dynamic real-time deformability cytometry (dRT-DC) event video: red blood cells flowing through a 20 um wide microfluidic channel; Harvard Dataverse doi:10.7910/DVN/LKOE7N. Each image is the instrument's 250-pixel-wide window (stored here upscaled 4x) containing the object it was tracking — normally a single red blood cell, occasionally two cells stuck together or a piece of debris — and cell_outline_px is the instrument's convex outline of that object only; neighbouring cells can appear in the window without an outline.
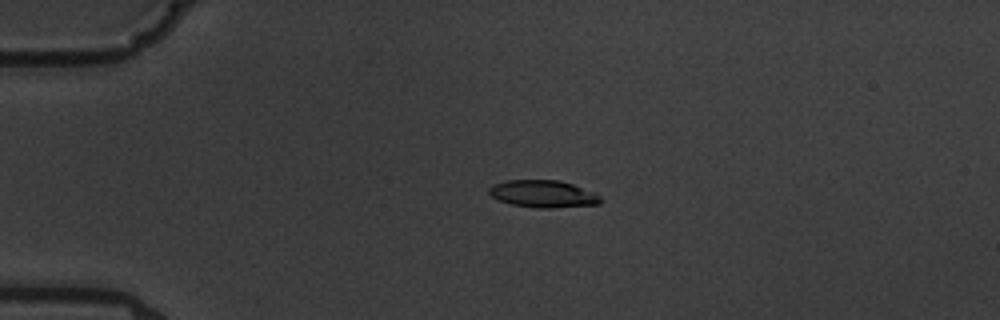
{"species": "common noctule bat (a hibernating species)", "species_latin": "Nyctalus noctula", "temperature_condition": "warm", "stored_images_in_passage": 3, "camera_frame_rate_fps": 3000, "um_per_image_px": 0.085, "animal": {"sex": "male", "body_mass_g": 19.5, "forearm_length_mm": 54.6}, "frame": {"image": 1, "passage_image": 2, "time_ms": 1.0, "image_size_px": [1000, 320], "cell_outline_px": [[604, 200], [600, 204], [552, 208], [536, 208], [512, 204], [500, 200], [492, 196], [488, 192], [488, 188], [492, 184], [508, 180], [560, 180], [596, 192]], "centroid_in_image_um": [46.21, 16.48], "position_along_channel_um": 38.8, "area_um2": 17.86}}